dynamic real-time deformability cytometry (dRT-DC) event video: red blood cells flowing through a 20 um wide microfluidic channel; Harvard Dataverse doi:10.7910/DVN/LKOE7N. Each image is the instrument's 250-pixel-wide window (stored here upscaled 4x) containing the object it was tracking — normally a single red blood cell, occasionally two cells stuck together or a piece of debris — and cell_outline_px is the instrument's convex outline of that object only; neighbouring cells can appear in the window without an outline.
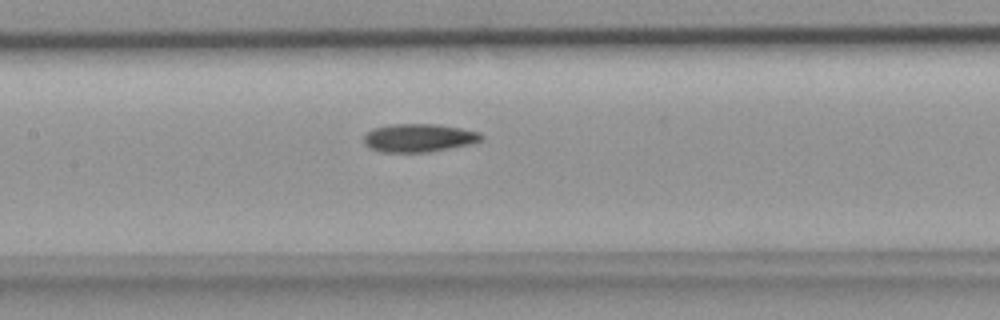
{"species": "common noctule bat (a hibernating species)", "species_latin": "Nyctalus noctula", "temperature_condition": "room temperature", "stored_images_in_passage": 23, "camera_frame_rate_fps": 3000, "um_per_image_px": 0.085, "animal": {"sex": "female", "body_mass_g": 18.4}, "frame": {"image": 1, "passage_image": 8, "time_ms": 2.333, "image_size_px": [1000, 320], "cell_outline_px": [[484, 136], [480, 140], [472, 144], [428, 152], [380, 152], [368, 148], [364, 144], [364, 136], [372, 128], [388, 124], [436, 124], [460, 128], [480, 132]], "centroid_in_image_um": [35.57, 11.72], "position_along_channel_um": 171.8, "area_um2": 19.48}}
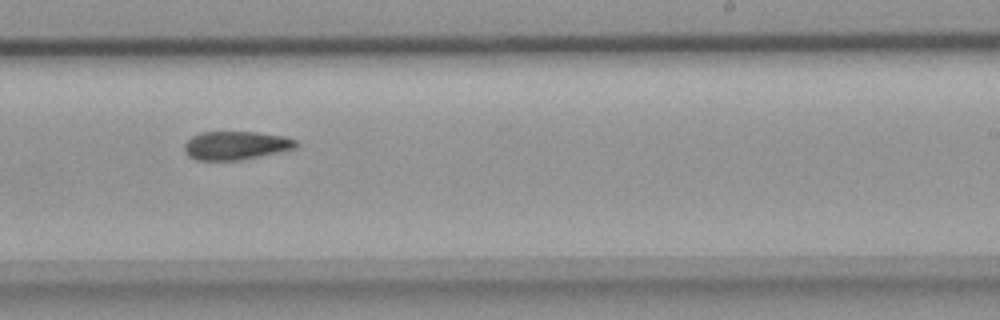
{"frame": {"image": 2, "passage_image": 14, "time_ms": 4.333, "image_size_px": [1000, 320], "cell_outline_px": [[300, 144], [296, 148], [260, 156], [240, 160], [196, 160], [188, 156], [184, 152], [184, 144], [192, 136], [200, 132], [256, 132], [284, 136], [296, 140]], "centroid_in_image_um": [20.04, 12.36], "position_along_channel_um": 269.0, "area_um2": 18.61}}
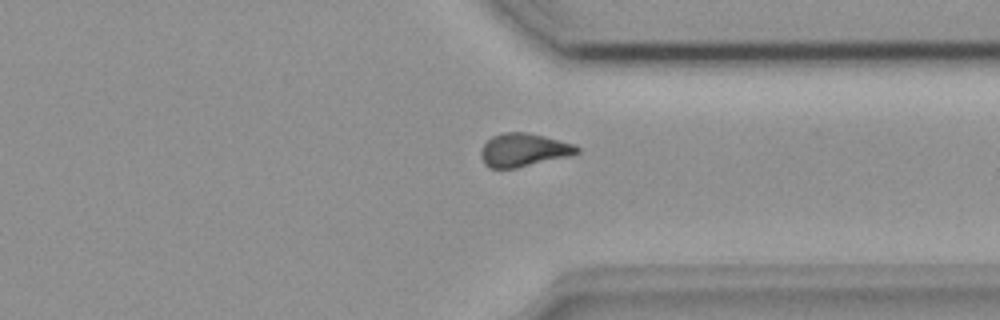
{"frame": {"image": 3, "passage_image": 20, "time_ms": 6.333, "image_size_px": [1000, 320], "cell_outline_px": [[580, 152], [572, 156], [516, 168], [488, 168], [484, 164], [480, 156], [480, 152], [484, 144], [492, 136], [504, 132], [528, 132], [576, 144], [580, 148]], "centroid_in_image_um": [44.54, 12.75], "position_along_channel_um": 366.9, "area_um2": 18.9}}